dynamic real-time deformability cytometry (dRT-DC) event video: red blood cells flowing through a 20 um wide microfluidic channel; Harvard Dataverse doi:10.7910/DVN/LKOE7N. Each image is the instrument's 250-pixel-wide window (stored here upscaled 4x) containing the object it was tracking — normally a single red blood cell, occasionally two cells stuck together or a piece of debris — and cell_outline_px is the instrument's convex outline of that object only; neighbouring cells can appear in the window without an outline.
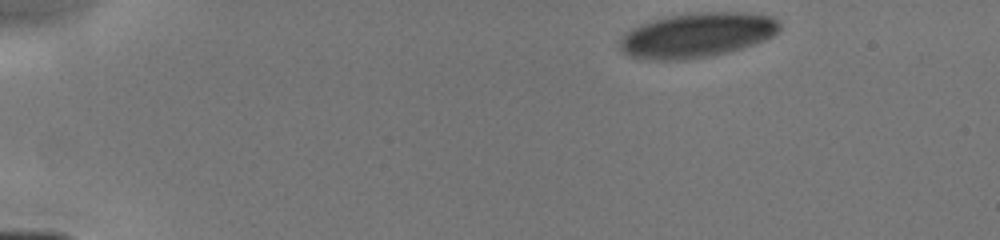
{"species": "human", "species_latin": "Homo sapiens", "temperature_condition": "cold", "stored_images_in_passage": 3, "camera_frame_rate_fps": 3000, "um_per_image_px": 0.085, "donor": {"sex": "male"}, "frame": {"image": 1, "passage_image": 1, "time_ms": 0.0, "image_size_px": [1000, 240], "cell_outline_px": [[780, 28], [772, 36], [764, 40], [728, 52], [708, 56], [680, 60], [660, 60], [632, 56], [624, 52], [620, 48], [620, 40], [632, 28], [648, 20], [664, 16], [688, 12], [748, 12], [772, 16], [780, 24]], "centroid_in_image_um": [59.25, 2.95], "position_along_channel_um": 25.7, "area_um2": 41.5}}